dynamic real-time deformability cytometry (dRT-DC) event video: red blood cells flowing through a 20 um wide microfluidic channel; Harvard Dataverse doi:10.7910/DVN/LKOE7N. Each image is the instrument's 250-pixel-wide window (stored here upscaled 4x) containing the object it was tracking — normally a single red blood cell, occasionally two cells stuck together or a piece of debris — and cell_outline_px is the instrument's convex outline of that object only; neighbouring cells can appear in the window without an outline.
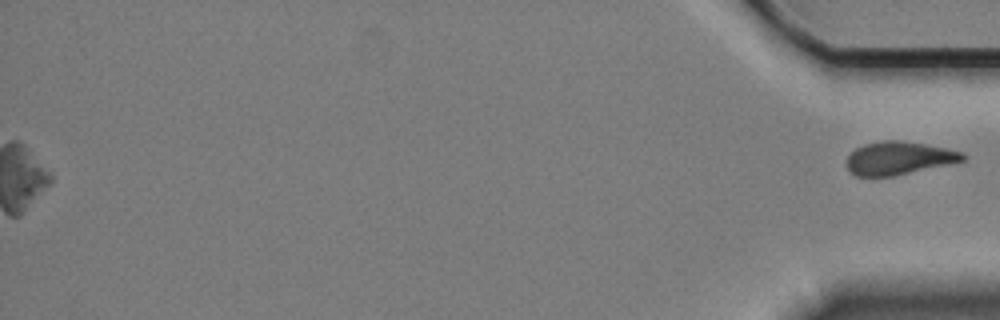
{"species": "Egyptian fruit bat (a non-hibernating species)", "species_latin": "Rousettus aegyptiacus", "temperature_condition": "cold", "stored_images_in_passage": 50, "segment_of_instrument_passage": [2, 2], "camera_frame_rate_fps": 3000, "um_per_image_px": 0.085, "animal": {"sex": "female"}, "frame": {"image": 1, "passage_image": 50, "time_ms": 16.333, "image_size_px": [1000, 320], "cell_outline_px": [[964, 160], [948, 164], [892, 176], [856, 176], [844, 164], [844, 160], [856, 148], [864, 144], [884, 140], [900, 140], [948, 148], [964, 152]], "centroid_in_image_um": [76.36, 13.43], "position_along_channel_um": 358.8, "area_um2": 22.25}}